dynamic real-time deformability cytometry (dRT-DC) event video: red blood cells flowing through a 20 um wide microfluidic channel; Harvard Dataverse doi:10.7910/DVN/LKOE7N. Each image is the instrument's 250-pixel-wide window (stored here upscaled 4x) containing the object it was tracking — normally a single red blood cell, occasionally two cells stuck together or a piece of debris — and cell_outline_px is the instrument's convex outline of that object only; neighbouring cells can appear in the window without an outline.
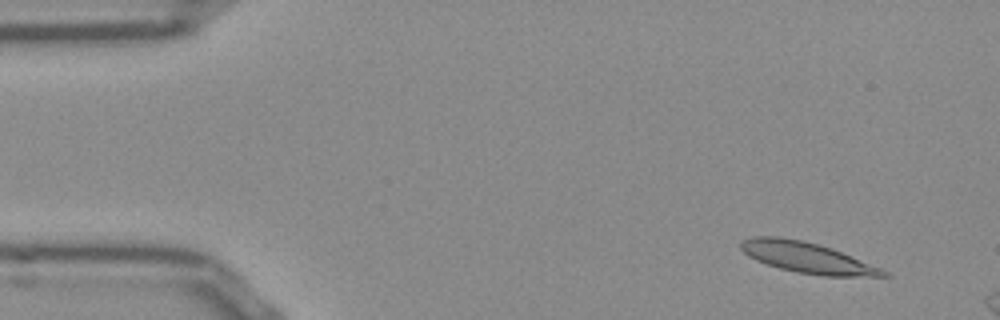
{"species": "Egyptian fruit bat (a non-hibernating species)", "species_latin": "Rousettus aegyptiacus", "temperature_condition": "room temperature", "stored_images_in_passage": 10, "camera_frame_rate_fps": 3000, "um_per_image_px": 0.085, "frame": {"image": 1, "passage_image": 4, "time_ms": 1.0, "image_size_px": [1000, 320], "cell_outline_px": [[892, 276], [824, 276], [796, 272], [780, 268], [756, 260], [748, 256], [740, 248], [740, 240], [752, 236], [780, 236], [804, 240], [832, 248], [880, 268], [888, 272]], "centroid_in_image_um": [68.55, 21.88], "position_along_channel_um": 16.4, "area_um2": 25.49}}